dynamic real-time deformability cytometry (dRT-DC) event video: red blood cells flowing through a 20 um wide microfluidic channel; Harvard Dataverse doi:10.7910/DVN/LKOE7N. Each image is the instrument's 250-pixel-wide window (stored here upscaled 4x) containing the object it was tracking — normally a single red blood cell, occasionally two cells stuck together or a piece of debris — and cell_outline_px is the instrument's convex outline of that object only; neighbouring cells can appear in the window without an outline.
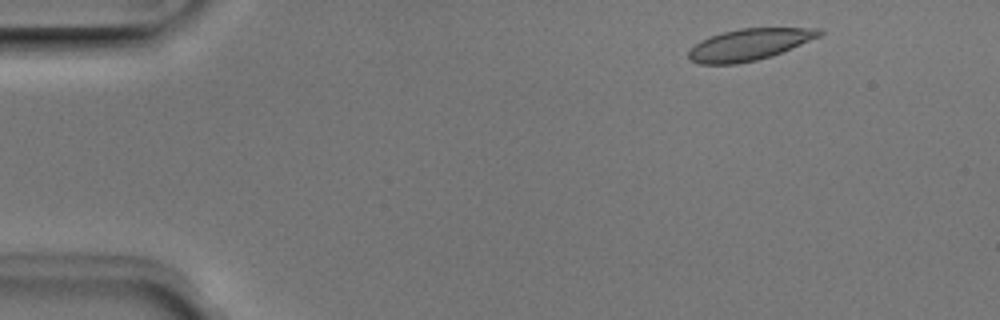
{"species": "Egyptian fruit bat (a non-hibernating species)", "species_latin": "Rousettus aegyptiacus", "temperature_condition": "room temperature", "stored_images_in_passage": 46, "camera_frame_rate_fps": 3000, "um_per_image_px": 0.085, "animal": {"sex": "male"}, "frame": {"image": 1, "passage_image": 1, "time_ms": 0.0, "image_size_px": [1000, 320], "cell_outline_px": [[824, 32], [820, 36], [792, 48], [772, 56], [756, 60], [736, 64], [700, 64], [688, 60], [688, 52], [700, 40], [724, 32], [740, 28], [820, 28]], "centroid_in_image_um": [63.69, 3.79], "position_along_channel_um": 21.3, "area_um2": 23.93}}
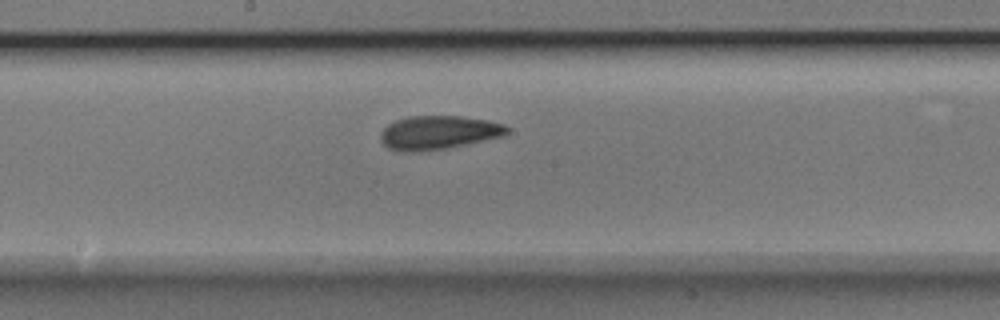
{"frame": {"image": 2, "passage_image": 22, "time_ms": 7.0, "image_size_px": [1000, 320], "cell_outline_px": [[512, 128], [504, 136], [448, 148], [412, 152], [396, 152], [388, 148], [380, 140], [380, 132], [388, 124], [396, 120], [408, 116], [460, 116], [488, 120], [504, 124]], "centroid_in_image_um": [37.27, 11.27], "position_along_channel_um": 210.9, "area_um2": 25.14}}
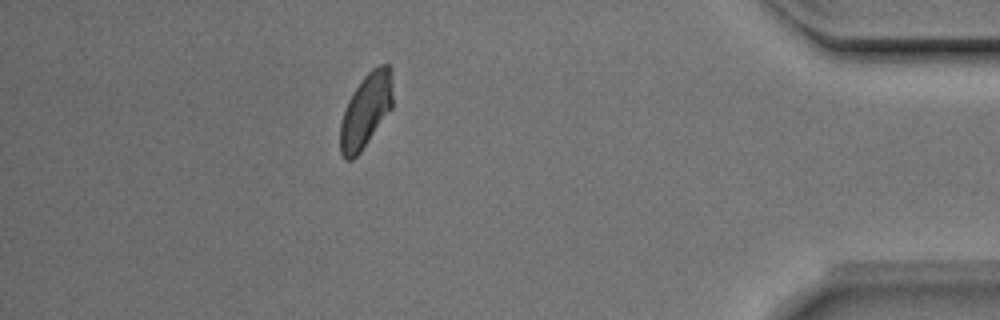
{"frame": {"image": 3, "passage_image": 40, "time_ms": 13.0, "image_size_px": [1000, 320], "cell_outline_px": [[392, 108], [360, 152], [352, 160], [344, 160], [340, 152], [340, 124], [348, 100], [364, 76], [372, 68], [380, 64], [388, 64], [392, 76]], "centroid_in_image_um": [31.09, 9.4], "position_along_channel_um": 404.1, "area_um2": 22.48}, "authors_computed_cell_mechanics": {"area_um2": 23.9292, "velocity_mm_per_s": 3.9533, "shape_relaxation_time_tau1_ms": 3.3126, "shape_relaxation_time_tau2_ms": 2.6224, "deformation_change_tau1": 0.102, "deformation_change_tau2": 0.0547}}